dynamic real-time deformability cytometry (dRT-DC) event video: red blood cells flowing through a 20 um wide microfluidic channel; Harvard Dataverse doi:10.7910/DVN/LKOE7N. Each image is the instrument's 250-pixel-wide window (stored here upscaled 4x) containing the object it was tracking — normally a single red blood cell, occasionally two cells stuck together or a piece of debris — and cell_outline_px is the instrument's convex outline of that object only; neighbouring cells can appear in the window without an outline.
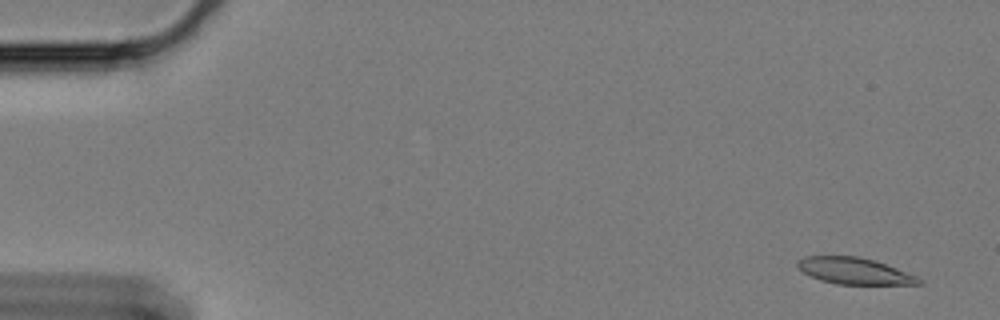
{"species": "Egyptian fruit bat (a non-hibernating species)", "species_latin": "Rousettus aegyptiacus", "temperature_condition": "cold", "stored_images_in_passage": 60, "camera_frame_rate_fps": 3000, "um_per_image_px": 0.085, "animal": {"sex": "female"}, "frame": {"image": 1, "passage_image": 3, "time_ms": 0.667, "image_size_px": [1000, 320], "cell_outline_px": [[924, 284], [836, 284], [820, 280], [796, 268], [796, 260], [804, 256], [856, 256], [872, 260], [896, 268], [916, 276], [924, 280]], "centroid_in_image_um": [72.58, 23.03], "position_along_channel_um": 12.4, "area_um2": 18.61}}
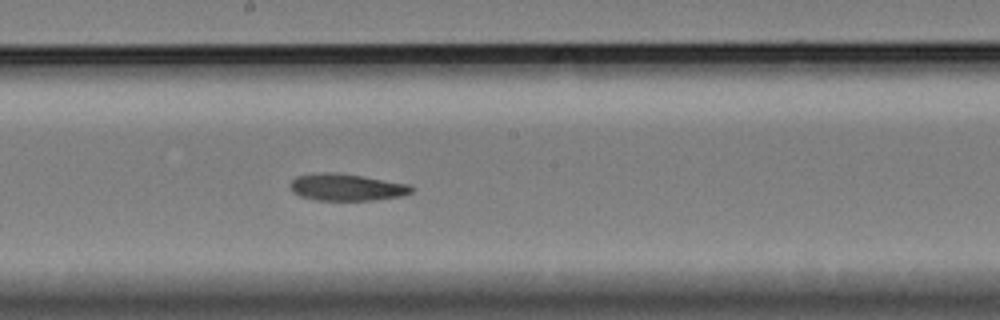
{"frame": {"image": 2, "passage_image": 33, "time_ms": 10.667, "image_size_px": [1000, 320], "cell_outline_px": [[416, 188], [412, 192], [400, 196], [372, 200], [316, 200], [300, 196], [292, 192], [288, 188], [288, 184], [296, 176], [324, 172], [336, 172], [412, 184]], "centroid_in_image_um": [29.45, 15.91], "position_along_channel_um": 218.7, "area_um2": 19.25}}
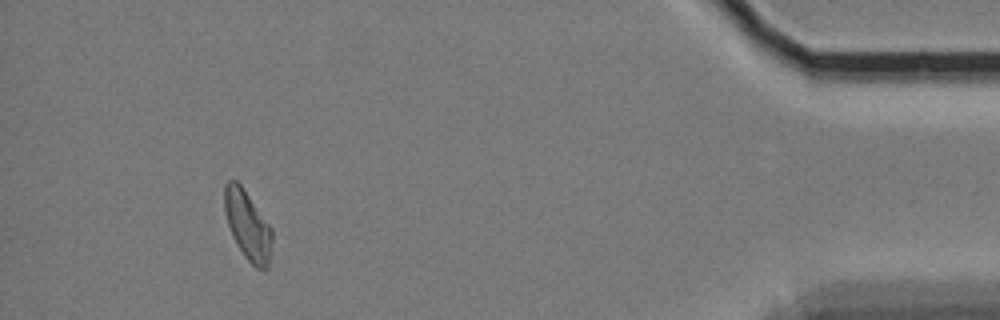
{"frame": {"image": 3, "passage_image": 56, "time_ms": 18.333, "image_size_px": [1000, 320], "cell_outline_px": [[272, 240], [268, 268], [264, 272], [256, 268], [244, 256], [236, 244], [232, 236], [224, 212], [224, 184], [228, 180], [236, 180], [240, 184], [272, 228]], "centroid_in_image_um": [21.04, 19.18], "position_along_channel_um": 414.2, "area_um2": 19.25}, "authors_computed_cell_mechanics": {"area_um2": 19.7098, "velocity_mm_per_s": 3.3229, "shape_relaxation_time_tau1_ms": 9.7972, "shape_relaxation_time_tau2_ms": null, "deformation_change_tau1": 0.1768, "deformation_change_tau2": null}}